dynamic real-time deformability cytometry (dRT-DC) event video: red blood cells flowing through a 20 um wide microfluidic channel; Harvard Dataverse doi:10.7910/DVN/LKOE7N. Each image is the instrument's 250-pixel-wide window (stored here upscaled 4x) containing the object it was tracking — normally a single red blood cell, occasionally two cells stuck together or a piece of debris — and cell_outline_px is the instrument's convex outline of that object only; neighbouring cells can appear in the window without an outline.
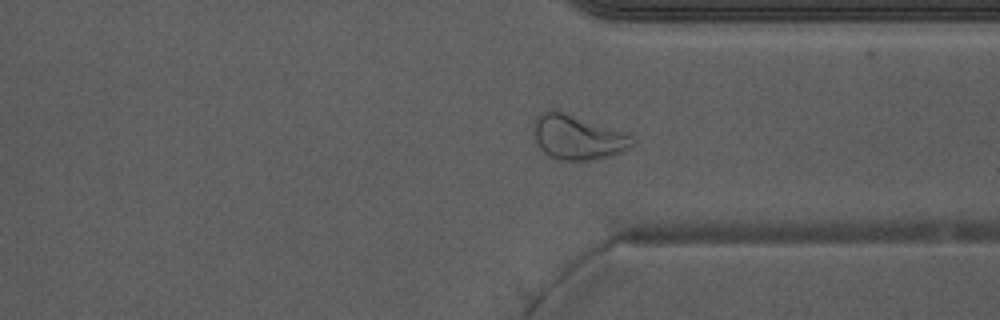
{"species": "Egyptian fruit bat (a non-hibernating species)", "species_latin": "Rousettus aegyptiacus", "temperature_condition": "warm", "stored_images_in_passage": 51, "camera_frame_rate_fps": 3000, "um_per_image_px": 0.085, "animal": {"sex": "male"}, "frame": {"image": 1, "passage_image": 37, "time_ms": 12.0, "image_size_px": [1000, 320], "cell_outline_px": [[636, 140], [624, 152], [612, 156], [588, 160], [556, 160], [548, 156], [536, 144], [532, 132], [532, 120], [540, 112], [548, 108], [556, 108], [628, 132]], "centroid_in_image_um": [49.06, 11.62], "position_along_channel_um": 362.3, "area_um2": 26.93}}
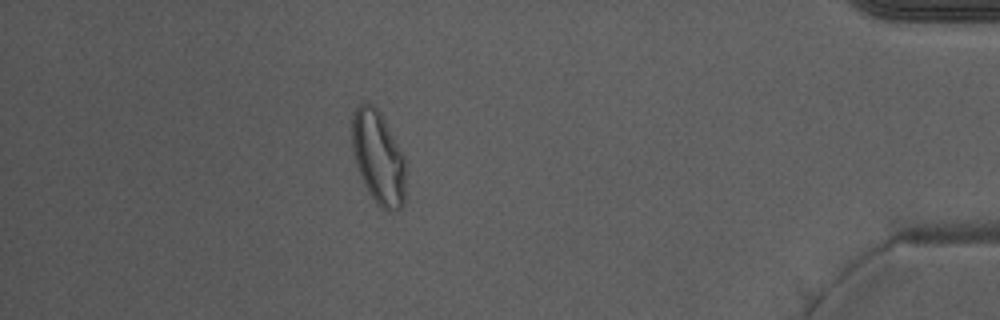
{"frame": {"image": 2, "passage_image": 44, "time_ms": 14.333, "image_size_px": [1000, 320], "cell_outline_px": [[404, 204], [396, 212], [392, 212], [384, 208], [368, 192], [360, 176], [352, 152], [352, 116], [356, 108], [364, 100], [372, 104], [380, 112], [404, 156]], "centroid_in_image_um": [32.13, 13.36], "position_along_channel_um": 403.1, "area_um2": 28.9}, "authors_computed_cell_mechanics": {"area_um2": 29.189, "velocity_mm_per_s": 3.9528, "shape_relaxation_time_tau1_ms": null, "shape_relaxation_time_tau2_ms": 1.0881, "deformation_change_tau1": null, "deformation_change_tau2": 0.0878}}